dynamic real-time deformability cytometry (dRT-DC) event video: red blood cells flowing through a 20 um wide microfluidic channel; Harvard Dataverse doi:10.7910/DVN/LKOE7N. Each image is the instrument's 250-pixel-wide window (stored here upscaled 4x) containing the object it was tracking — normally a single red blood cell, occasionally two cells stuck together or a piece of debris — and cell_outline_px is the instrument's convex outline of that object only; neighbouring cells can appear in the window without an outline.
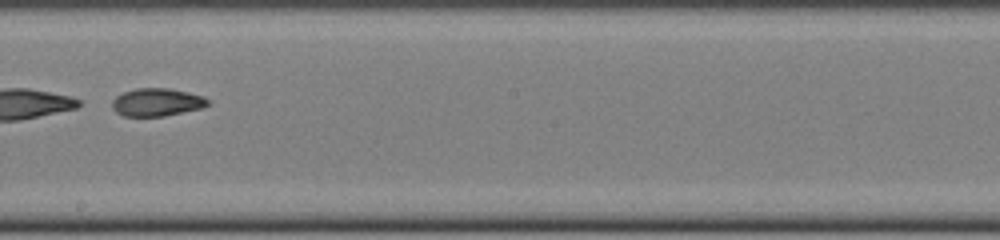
{"species": "common noctule bat (a hibernating species)", "species_latin": "Nyctalus noctula", "temperature_condition": "cold", "stored_images_in_passage": 42, "segment_of_instrument_passage": [2, 2], "camera_frame_rate_fps": 3000, "um_per_image_px": 0.085, "animal": {"sex": "female", "body_mass_g": 22.0, "forearm_length_mm": 56.7}, "frame": {"image": 1, "passage_image": 22, "time_ms": 7.0, "image_size_px": [1000, 240], "cell_outline_px": [[208, 104], [200, 108], [164, 116], [124, 116], [116, 112], [112, 108], [112, 100], [116, 96], [124, 92], [136, 88], [168, 88], [188, 92], [204, 96], [208, 100]], "centroid_in_image_um": [13.3, 8.68], "position_along_channel_um": 234.9, "area_um2": 15.43}}
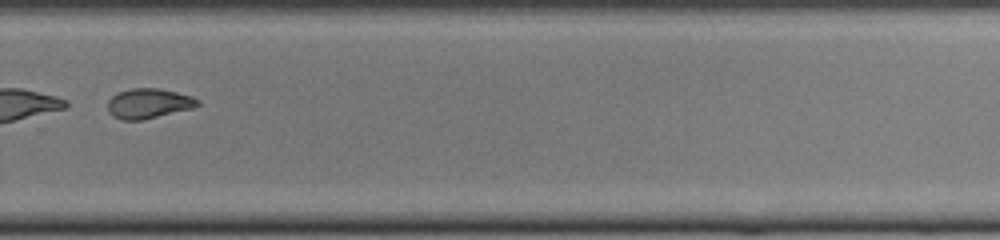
{"frame": {"image": 2, "passage_image": 28, "time_ms": 9.0, "image_size_px": [1000, 240], "cell_outline_px": [[200, 104], [192, 108], [140, 120], [120, 120], [112, 116], [108, 112], [108, 100], [112, 96], [120, 92], [132, 88], [160, 88], [192, 96], [200, 100]], "centroid_in_image_um": [12.62, 8.79], "position_along_channel_um": 317.2, "area_um2": 15.61}}
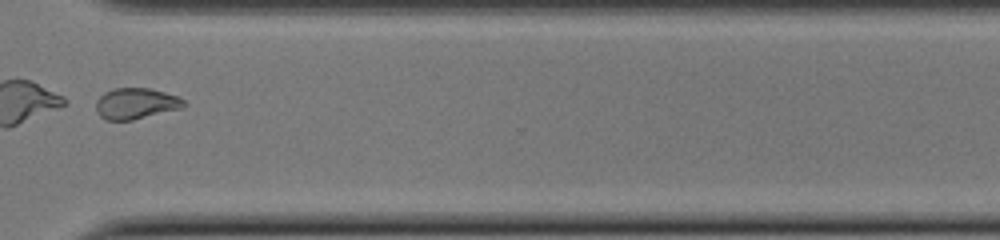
{"frame": {"image": 3, "passage_image": 31, "time_ms": 10.0, "image_size_px": [1000, 240], "cell_outline_px": [[188, 104], [180, 108], [132, 120], [108, 120], [100, 116], [96, 112], [96, 100], [104, 92], [112, 88], [148, 88], [164, 92], [176, 96], [184, 100]], "centroid_in_image_um": [11.52, 8.79], "position_along_channel_um": 359.1, "area_um2": 15.78}}